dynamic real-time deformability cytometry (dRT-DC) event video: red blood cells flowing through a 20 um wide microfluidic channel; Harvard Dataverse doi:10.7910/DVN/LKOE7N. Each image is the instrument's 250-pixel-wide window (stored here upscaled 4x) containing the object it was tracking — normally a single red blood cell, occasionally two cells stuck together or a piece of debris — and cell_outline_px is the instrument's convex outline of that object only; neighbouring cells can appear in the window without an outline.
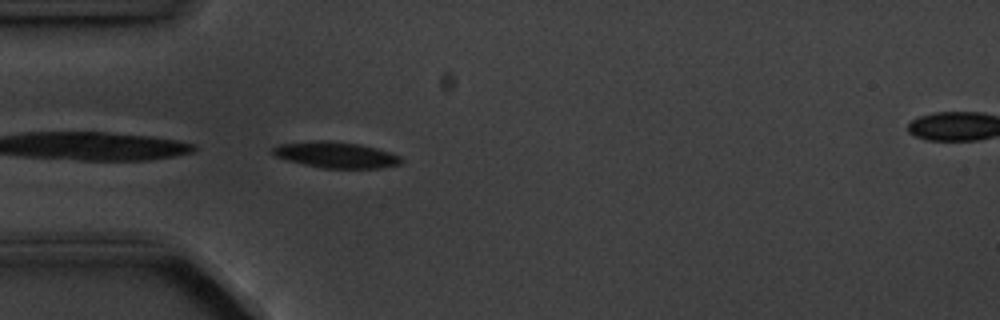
{"species": "common noctule bat (a hibernating species)", "species_latin": "Nyctalus noctula", "temperature_condition": "cold", "stored_images_in_passage": 5, "camera_frame_rate_fps": 3000, "um_per_image_px": 0.085, "animal": {"sex": "male", "body_mass_g": 20.1, "forearm_length_mm": 53.5}, "frame": {"image": 1, "passage_image": 4, "time_ms": 4.333, "image_size_px": [1000, 320], "cell_outline_px": [[404, 160], [400, 164], [384, 168], [320, 168], [288, 160], [276, 156], [272, 152], [272, 148], [280, 144], [316, 140], [328, 140], [356, 144], [376, 148], [400, 156]], "centroid_in_image_um": [28.57, 13.17], "position_along_channel_um": 56.4, "area_um2": 19.36}}